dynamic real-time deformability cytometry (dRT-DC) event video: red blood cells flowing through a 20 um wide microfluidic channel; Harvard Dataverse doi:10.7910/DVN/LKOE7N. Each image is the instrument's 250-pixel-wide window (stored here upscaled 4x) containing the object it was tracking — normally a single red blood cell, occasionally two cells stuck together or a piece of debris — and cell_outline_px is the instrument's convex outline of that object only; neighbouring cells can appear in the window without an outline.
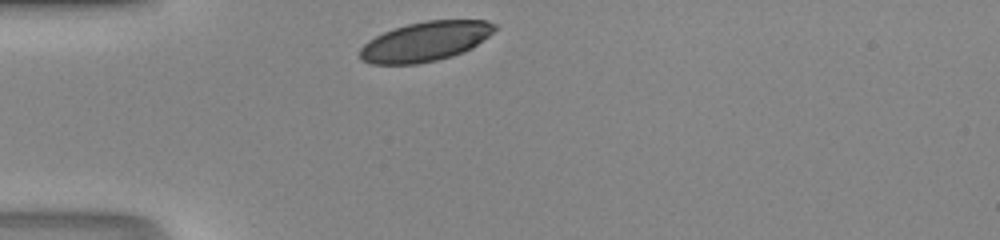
{"species": "human", "species_latin": "Homo sapiens", "temperature_condition": "room temperature", "stored_images_in_passage": 26, "camera_frame_rate_fps": 3000, "um_per_image_px": 0.085, "donor": {"sex": "male"}, "frame": {"image": 1, "passage_image": 1, "time_ms": 0.0, "image_size_px": [1000, 240], "cell_outline_px": [[496, 28], [488, 36], [472, 48], [464, 52], [452, 56], [436, 60], [416, 64], [372, 64], [360, 60], [360, 48], [368, 40], [384, 32], [408, 24], [428, 20], [488, 20], [496, 24]], "centroid_in_image_um": [36.15, 3.53], "position_along_channel_um": 48.8, "area_um2": 30.98}}
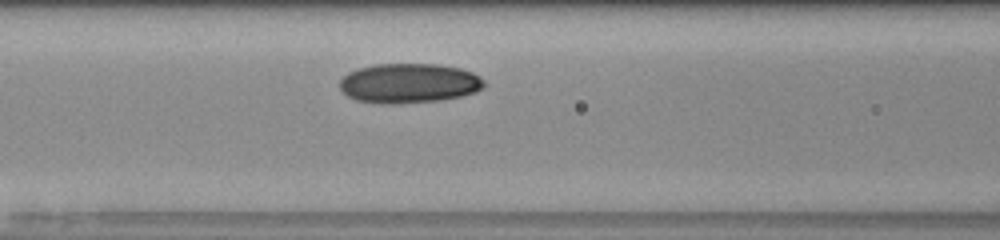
{"frame": {"image": 2, "passage_image": 8, "time_ms": 2.333, "image_size_px": [1000, 240], "cell_outline_px": [[484, 88], [476, 92], [460, 96], [440, 100], [392, 104], [384, 104], [356, 100], [348, 96], [340, 88], [340, 80], [348, 72], [360, 68], [376, 64], [436, 64], [460, 68], [472, 72], [480, 76], [484, 80]], "centroid_in_image_um": [34.78, 7.07], "position_along_channel_um": 131.8, "area_um2": 33.35}}
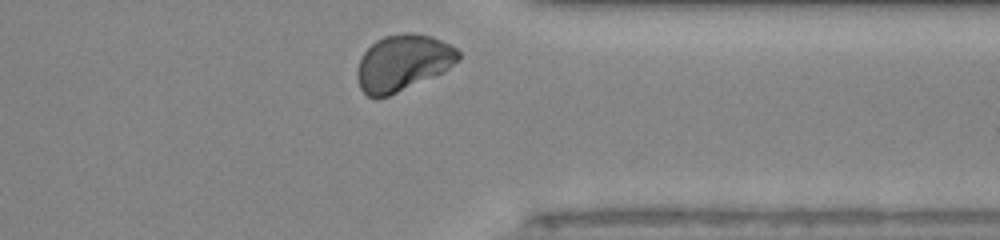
{"frame": {"image": 3, "passage_image": 25, "time_ms": 8.0, "image_size_px": [1000, 240], "cell_outline_px": [[460, 60], [444, 72], [388, 96], [376, 100], [368, 96], [360, 88], [356, 76], [356, 72], [360, 60], [364, 52], [376, 40], [384, 36], [404, 32], [408, 32], [432, 36], [456, 48], [460, 52]], "centroid_in_image_um": [34.24, 5.35], "position_along_channel_um": 377.2, "area_um2": 33.29}}